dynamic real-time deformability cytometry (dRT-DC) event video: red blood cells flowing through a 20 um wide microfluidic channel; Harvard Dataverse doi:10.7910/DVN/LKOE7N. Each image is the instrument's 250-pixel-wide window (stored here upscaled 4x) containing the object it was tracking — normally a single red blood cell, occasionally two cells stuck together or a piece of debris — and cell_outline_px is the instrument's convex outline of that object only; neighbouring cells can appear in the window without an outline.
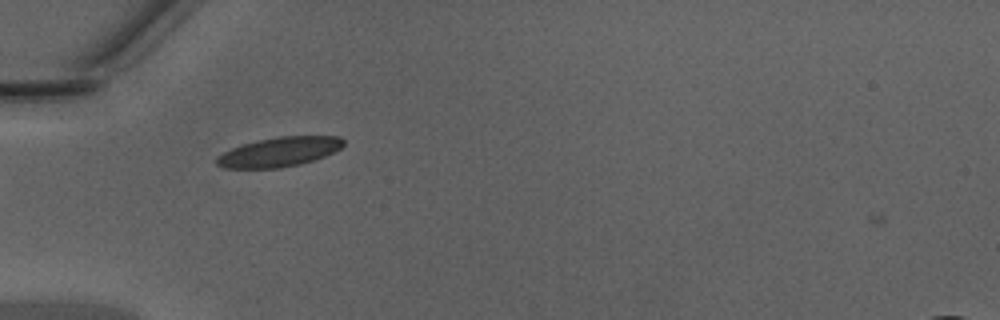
{"species": "Egyptian fruit bat (a non-hibernating species)", "species_latin": "Rousettus aegyptiacus", "temperature_condition": "warm", "stored_images_in_passage": 6, "camera_frame_rate_fps": 3000, "um_per_image_px": 0.085, "animal": {"sex": "male"}, "frame": {"image": 1, "passage_image": 3, "time_ms": 0.667, "image_size_px": [1000, 320], "cell_outline_px": [[344, 144], [340, 148], [324, 156], [300, 164], [280, 168], [224, 168], [216, 164], [216, 156], [232, 148], [244, 144], [260, 140], [280, 136], [340, 136], [344, 140]], "centroid_in_image_um": [23.73, 12.91], "position_along_channel_um": 61.3, "area_um2": 21.56}}
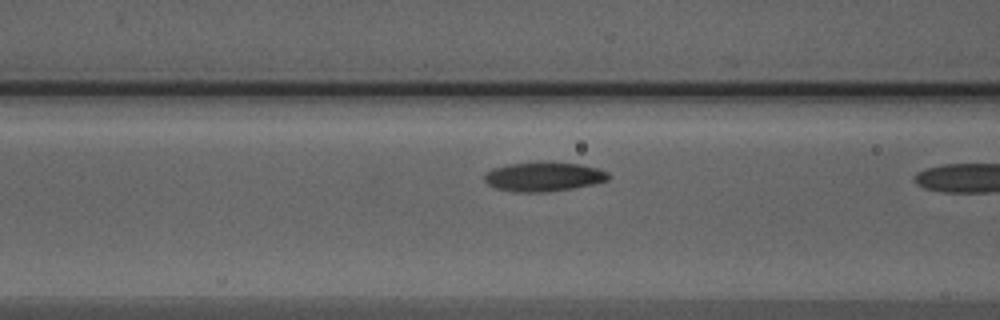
{"frame": {"image": 2, "passage_image": 5, "time_ms": 1.333, "image_size_px": [1000, 320], "cell_outline_px": [[612, 176], [608, 180], [596, 184], [572, 188], [544, 192], [512, 192], [496, 188], [488, 184], [484, 180], [484, 176], [492, 168], [508, 164], [544, 160], [580, 164], [596, 168], [608, 172]], "centroid_in_image_um": [46.23, 15.0], "position_along_channel_um": 120.4, "area_um2": 21.62}}